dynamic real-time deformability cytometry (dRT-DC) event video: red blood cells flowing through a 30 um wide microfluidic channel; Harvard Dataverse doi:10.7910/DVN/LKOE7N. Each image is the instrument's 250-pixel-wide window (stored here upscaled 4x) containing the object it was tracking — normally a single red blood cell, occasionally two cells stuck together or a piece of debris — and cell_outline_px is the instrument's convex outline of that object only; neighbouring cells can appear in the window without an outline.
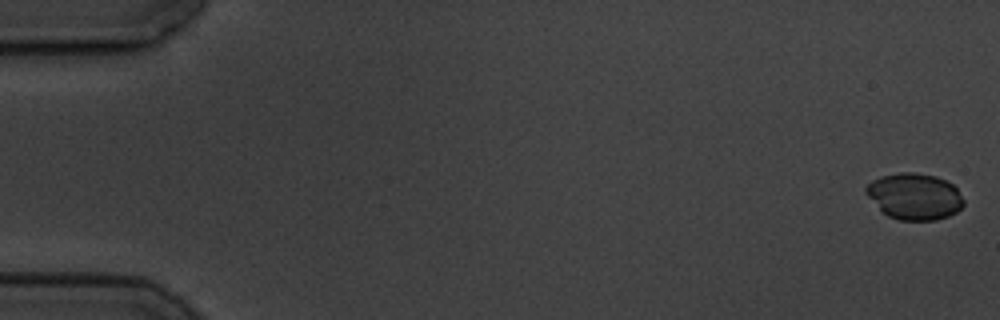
{"species": "common noctule bat (a hibernating species)", "species_latin": "Nyctalus noctula", "temperature_condition": "cold", "stored_images_in_passage": 4, "camera_frame_rate_fps": 3000, "um_per_image_px": 0.085, "animal": {"sex": "male", "body_mass_g": 19.5, "forearm_length_mm": 54.6}, "frame": {"image": 1, "passage_image": 1, "time_ms": 0.0, "image_size_px": [1000, 320], "cell_outline_px": [[964, 204], [956, 212], [948, 216], [936, 220], [900, 220], [888, 216], [864, 192], [864, 188], [872, 180], [880, 176], [900, 172], [912, 172], [936, 176], [952, 184], [956, 188], [964, 200]], "centroid_in_image_um": [77.73, 16.68], "position_along_channel_um": 7.3, "area_um2": 26.24}}